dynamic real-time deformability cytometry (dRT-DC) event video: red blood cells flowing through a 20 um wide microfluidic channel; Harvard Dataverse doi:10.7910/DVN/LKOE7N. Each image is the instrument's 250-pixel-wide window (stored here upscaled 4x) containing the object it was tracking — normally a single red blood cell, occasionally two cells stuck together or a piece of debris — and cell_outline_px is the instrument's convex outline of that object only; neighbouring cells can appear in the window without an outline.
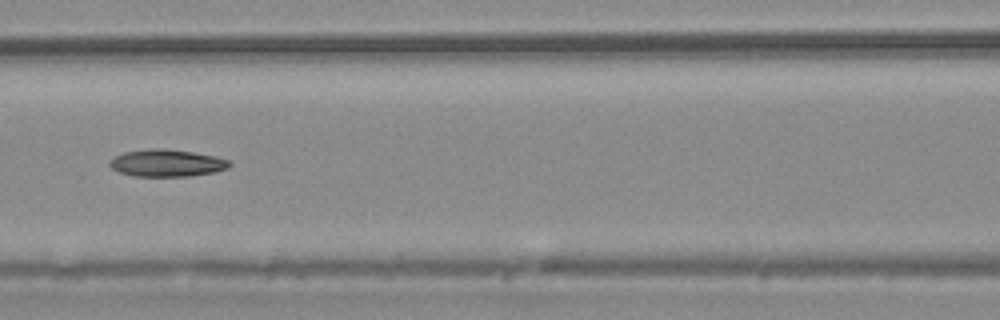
{"species": "common noctule bat (a hibernating species)", "species_latin": "Nyctalus noctula", "temperature_condition": "warm", "stored_images_in_passage": 23, "camera_frame_rate_fps": 3000, "um_per_image_px": 0.085, "animal": {"sex": "male", "body_mass_g": 20.4}, "frame": {"image": 1, "passage_image": 10, "time_ms": 3.0, "image_size_px": [1000, 320], "cell_outline_px": [[232, 164], [228, 168], [212, 172], [192, 176], [132, 176], [120, 172], [112, 168], [108, 164], [116, 156], [124, 152], [148, 148], [156, 148], [192, 152], [216, 156], [228, 160]], "centroid_in_image_um": [14.18, 13.86], "position_along_channel_um": 152.4, "area_um2": 18.79}}